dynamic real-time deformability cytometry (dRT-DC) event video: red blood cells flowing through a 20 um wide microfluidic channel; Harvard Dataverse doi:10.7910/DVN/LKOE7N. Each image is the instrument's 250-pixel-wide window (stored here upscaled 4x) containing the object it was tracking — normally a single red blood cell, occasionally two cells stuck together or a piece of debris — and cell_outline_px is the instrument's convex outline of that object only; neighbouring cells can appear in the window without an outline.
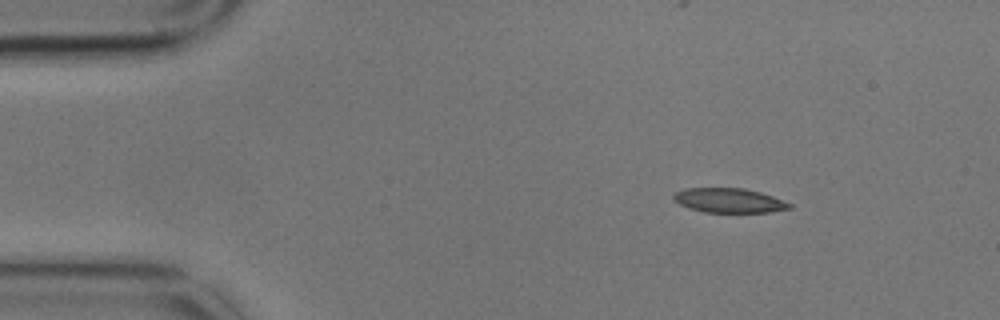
{"species": "common noctule bat (a hibernating species)", "species_latin": "Nyctalus noctula", "temperature_condition": "cold", "stored_images_in_passage": 3, "camera_frame_rate_fps": 3000, "um_per_image_px": 0.085, "animal": {"sex": "male", "body_mass_g": 17.9}, "frame": {"image": 1, "passage_image": 1, "time_ms": 0.0, "image_size_px": [1000, 320], "cell_outline_px": [[792, 208], [772, 212], [704, 212], [688, 208], [680, 204], [672, 196], [676, 192], [684, 188], [744, 188], [760, 192], [772, 196], [792, 204]], "centroid_in_image_um": [61.98, 17.04], "position_along_channel_um": 23.0, "area_um2": 16.47}}